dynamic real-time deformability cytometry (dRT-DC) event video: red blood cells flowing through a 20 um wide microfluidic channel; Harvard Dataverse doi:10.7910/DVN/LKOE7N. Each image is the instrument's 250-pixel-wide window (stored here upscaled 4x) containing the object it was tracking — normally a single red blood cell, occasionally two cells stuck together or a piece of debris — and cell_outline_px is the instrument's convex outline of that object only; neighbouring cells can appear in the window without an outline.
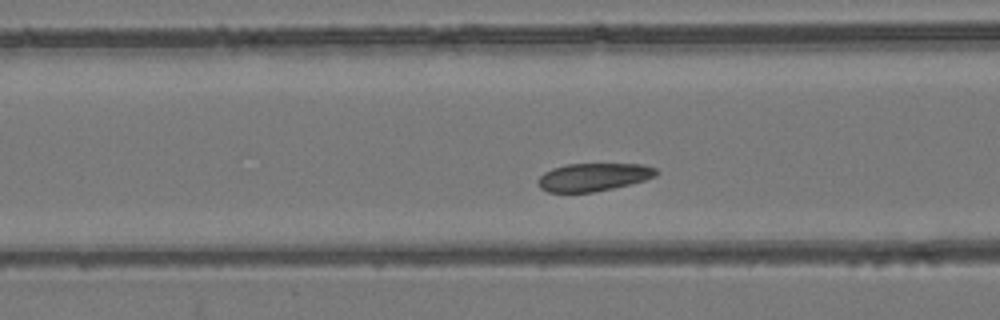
{"species": "common noctule bat (a hibernating species)", "species_latin": "Nyctalus noctula", "temperature_condition": "room temperature", "stored_images_in_passage": 48, "camera_frame_rate_fps": 3000, "um_per_image_px": 0.085, "animal": {"sex": "female", "body_mass_g": 24.6, "forearm_length_mm": 56.2}, "frame": {"image": 1, "passage_image": 6, "time_ms": 1.667, "image_size_px": [1000, 320], "cell_outline_px": [[660, 172], [656, 176], [644, 180], [612, 188], [592, 192], [548, 192], [540, 188], [536, 180], [544, 172], [552, 168], [568, 164], [644, 164], [656, 168]], "centroid_in_image_um": [50.44, 15.04], "position_along_channel_um": 116.2, "area_um2": 19.25}}
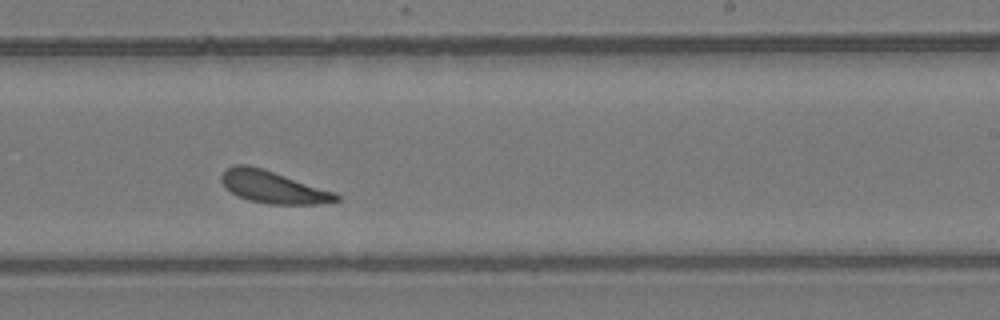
{"frame": {"image": 2, "passage_image": 21, "time_ms": 6.667, "image_size_px": [1000, 320], "cell_outline_px": [[340, 200], [316, 204], [268, 204], [248, 200], [236, 196], [220, 180], [220, 176], [228, 168], [236, 164], [248, 164], [264, 168], [336, 192], [340, 196]], "centroid_in_image_um": [23.22, 15.89], "position_along_channel_um": 265.8, "area_um2": 21.68}}
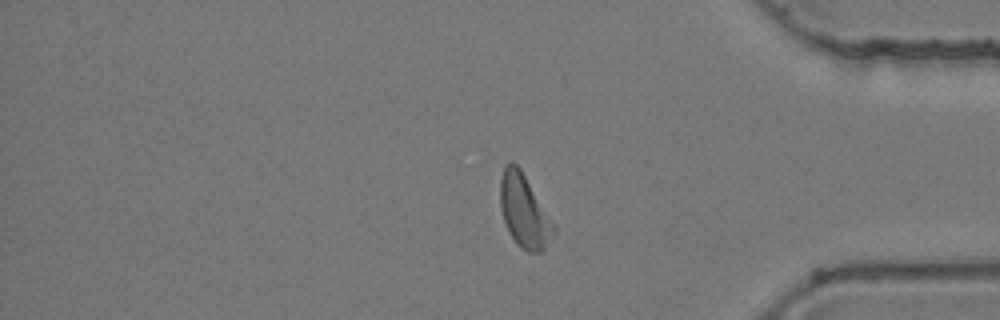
{"frame": {"image": 3, "passage_image": 35, "time_ms": 11.333, "image_size_px": [1000, 320], "cell_outline_px": [[556, 232], [544, 248], [540, 252], [528, 252], [516, 244], [508, 232], [500, 208], [500, 176], [504, 164], [508, 160], [512, 160], [520, 168], [556, 228]], "centroid_in_image_um": [44.51, 17.92], "position_along_channel_um": 390.7, "area_um2": 22.66}, "authors_computed_cell_mechanics": {"area_um2": 21.386, "velocity_mm_per_s": 3.0541, "shape_relaxation_time_tau1_ms": 0.7218, "shape_relaxation_time_tau2_ms": 1.6548, "deformation_change_tau1": 0.0738, "deformation_change_tau2": 0.0867}}